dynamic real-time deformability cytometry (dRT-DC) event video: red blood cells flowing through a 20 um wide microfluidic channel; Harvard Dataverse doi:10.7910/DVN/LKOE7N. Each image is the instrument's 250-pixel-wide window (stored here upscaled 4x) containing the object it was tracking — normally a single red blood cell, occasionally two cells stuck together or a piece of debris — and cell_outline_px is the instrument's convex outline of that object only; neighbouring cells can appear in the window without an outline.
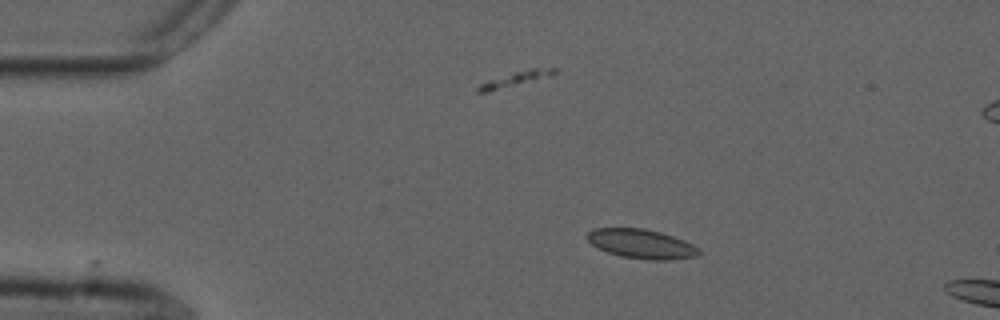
{"species": "common noctule bat (a hibernating species)", "species_latin": "Nyctalus noctula", "temperature_condition": "cold", "stored_images_in_passage": 5, "camera_frame_rate_fps": 3000, "um_per_image_px": 0.085, "animal": {"sex": "male", "forearm_length_mm": 52.5}, "frame": {"image": 1, "passage_image": 1, "time_ms": 0.0, "image_size_px": [1000, 320], "cell_outline_px": [[700, 252], [696, 256], [668, 260], [648, 260], [620, 256], [608, 252], [592, 244], [584, 236], [592, 228], [644, 228], [660, 232], [684, 240], [700, 248]], "centroid_in_image_um": [54.51, 20.72], "position_along_channel_um": 30.5, "area_um2": 19.07}}